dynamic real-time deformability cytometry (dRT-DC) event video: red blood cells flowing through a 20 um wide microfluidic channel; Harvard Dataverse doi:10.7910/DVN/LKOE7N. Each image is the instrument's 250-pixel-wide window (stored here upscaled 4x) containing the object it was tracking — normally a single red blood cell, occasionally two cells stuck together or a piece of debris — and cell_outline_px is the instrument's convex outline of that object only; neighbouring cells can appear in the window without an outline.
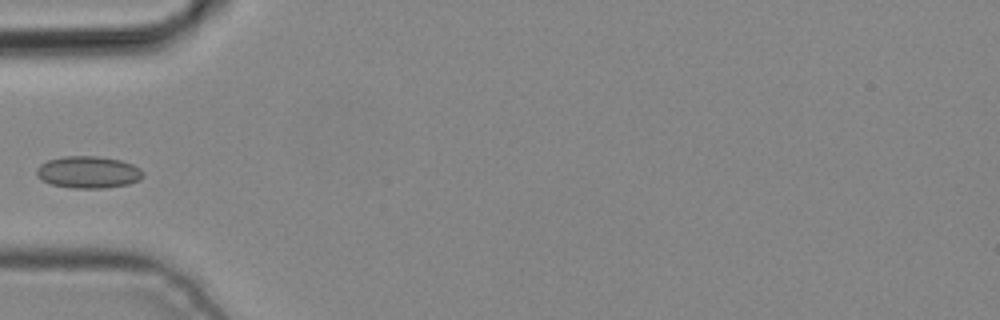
{"species": "common noctule bat (a hibernating species)", "species_latin": "Nyctalus noctula", "temperature_condition": "cold", "stored_images_in_passage": 4, "camera_frame_rate_fps": 3000, "um_per_image_px": 0.085, "animal": {"sex": "male", "body_mass_g": 19.2, "forearm_length_mm": 51.8}, "frame": {"image": 1, "passage_image": 4, "time_ms": 1.0, "image_size_px": [1000, 320], "cell_outline_px": [[144, 176], [140, 180], [128, 184], [104, 188], [72, 188], [52, 184], [40, 180], [36, 176], [36, 168], [40, 164], [48, 160], [64, 156], [100, 156], [120, 160], [132, 164], [140, 168], [144, 172]], "centroid_in_image_um": [7.5, 14.63], "position_along_channel_um": 77.5, "area_um2": 20.06}}